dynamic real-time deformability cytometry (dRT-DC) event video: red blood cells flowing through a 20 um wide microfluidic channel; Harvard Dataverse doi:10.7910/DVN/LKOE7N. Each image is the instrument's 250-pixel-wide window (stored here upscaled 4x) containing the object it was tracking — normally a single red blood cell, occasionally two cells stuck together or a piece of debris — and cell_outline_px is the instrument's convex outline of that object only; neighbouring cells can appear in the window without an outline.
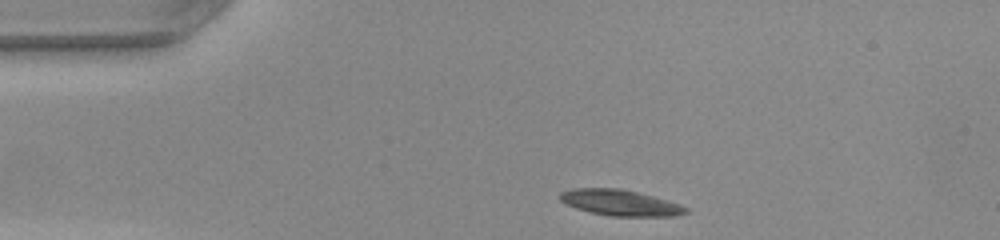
{"species": "common noctule bat (a hibernating species)", "species_latin": "Nyctalus noctula", "temperature_condition": "warm", "stored_images_in_passage": 32, "camera_frame_rate_fps": 3000, "um_per_image_px": 0.085, "animal": {"sex": "female", "body_mass_g": 22.0, "forearm_length_mm": 56.7}, "frame": {"image": 1, "passage_image": 1, "time_ms": 0.0, "image_size_px": [1000, 240], "cell_outline_px": [[688, 212], [676, 216], [612, 216], [592, 212], [576, 208], [564, 204], [560, 200], [560, 192], [572, 188], [620, 188], [652, 196], [680, 204], [688, 208]], "centroid_in_image_um": [52.7, 17.23], "position_along_channel_um": 32.3, "area_um2": 18.9}}
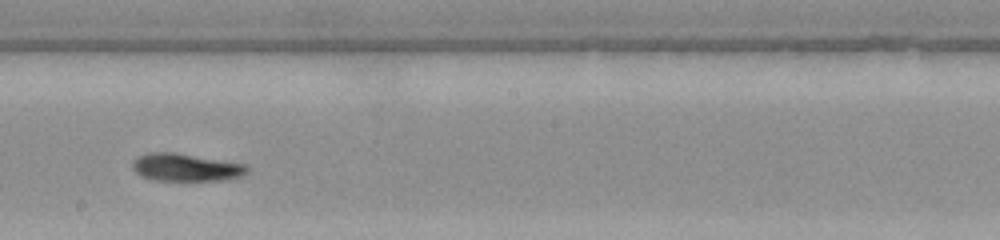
{"frame": {"image": 2, "passage_image": 19, "time_ms": 6.0, "image_size_px": [1000, 240], "cell_outline_px": [[248, 172], [240, 176], [228, 180], [152, 180], [140, 176], [132, 168], [132, 164], [140, 156], [152, 152], [172, 152], [248, 164]], "centroid_in_image_um": [15.84, 14.23], "position_along_channel_um": 232.4, "area_um2": 18.38}}
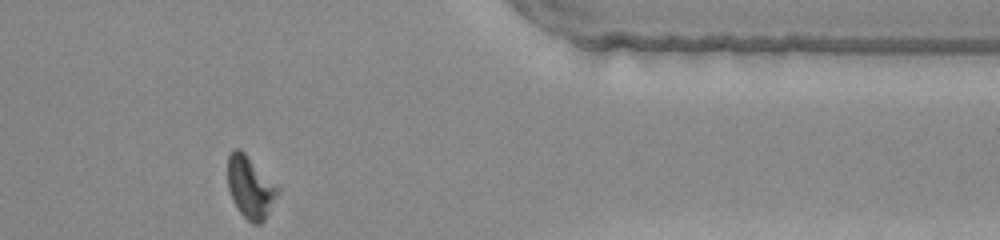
{"frame": {"image": 3, "passage_image": 32, "time_ms": 10.333, "image_size_px": [1000, 240], "cell_outline_px": [[280, 192], [264, 220], [260, 224], [252, 224], [240, 212], [232, 200], [228, 188], [228, 156], [232, 148], [240, 148], [280, 188]], "centroid_in_image_um": [21.27, 15.91], "position_along_channel_um": 390.1, "area_um2": 18.09}, "authors_computed_cell_mechanics": {"area_um2": 18.7272, "velocity_mm_per_s": 4.1292, "shape_relaxation_time_tau1_ms": 5.9059, "shape_relaxation_time_tau2_ms": 1.978, "deformation_change_tau1": 0.1656, "deformation_change_tau2": 0.088}}